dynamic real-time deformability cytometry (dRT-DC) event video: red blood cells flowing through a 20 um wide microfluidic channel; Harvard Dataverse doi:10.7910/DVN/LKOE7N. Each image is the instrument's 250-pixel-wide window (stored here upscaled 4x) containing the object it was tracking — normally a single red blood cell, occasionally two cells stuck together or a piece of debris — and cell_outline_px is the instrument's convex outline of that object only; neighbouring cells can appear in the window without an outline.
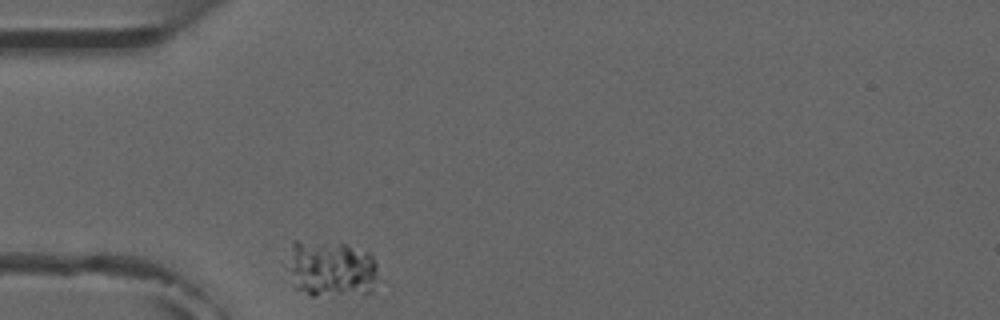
{"species": "common noctule bat (a hibernating species)", "species_latin": "Nyctalus noctula", "temperature_condition": "room temperature", "stored_images_in_passage": 1, "camera_frame_rate_fps": 3000, "um_per_image_px": 0.085, "animal": {"sex": "male", "forearm_length_mm": 52.5}, "frame": {"image": 1, "passage_image": 1, "time_ms": 0.0, "image_size_px": [1000, 320], "cell_outline_px": [[376, 268], [372, 292], [312, 296], [296, 288], [292, 272], [292, 240], [296, 240], [344, 244], [372, 252], [376, 264]], "centroid_in_image_um": [28.21, 22.82], "position_along_channel_um": 56.8, "area_um2": 28.9}}